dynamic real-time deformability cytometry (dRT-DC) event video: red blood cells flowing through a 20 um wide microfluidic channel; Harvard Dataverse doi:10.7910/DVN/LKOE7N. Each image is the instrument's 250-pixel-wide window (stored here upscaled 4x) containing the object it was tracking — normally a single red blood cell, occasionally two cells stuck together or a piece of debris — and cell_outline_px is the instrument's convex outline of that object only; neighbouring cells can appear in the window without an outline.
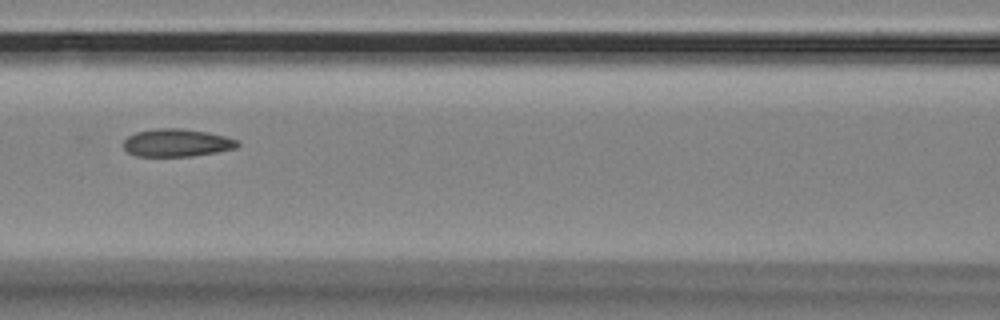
{"species": "Egyptian fruit bat (a non-hibernating species)", "species_latin": "Rousettus aegyptiacus", "temperature_condition": "room temperature", "stored_images_in_passage": 8, "camera_frame_rate_fps": 3000, "um_per_image_px": 0.085, "animal": {"sex": "female"}, "frame": {"image": 1, "passage_image": 5, "time_ms": 1.333, "image_size_px": [1000, 320], "cell_outline_px": [[240, 144], [236, 148], [216, 152], [192, 156], [136, 156], [128, 152], [124, 148], [124, 140], [128, 136], [136, 132], [156, 128], [180, 128], [208, 132], [240, 140]], "centroid_in_image_um": [15.04, 12.13], "position_along_channel_um": 151.6, "area_um2": 18.5}}
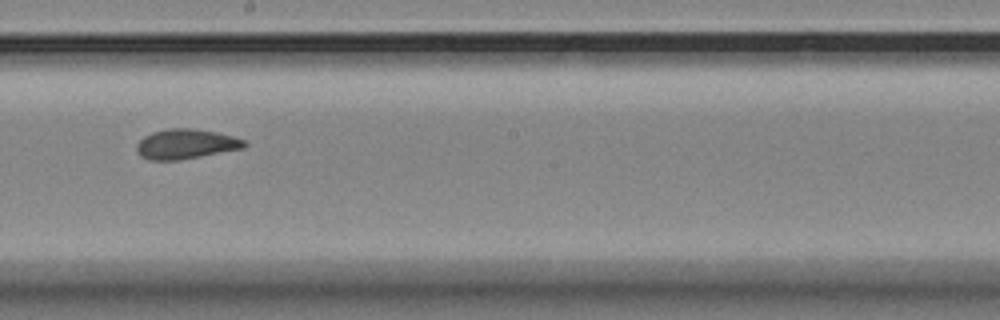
{"frame": {"image": 2, "passage_image": 7, "time_ms": 2.0, "image_size_px": [1000, 320], "cell_outline_px": [[248, 144], [244, 148], [180, 160], [148, 160], [140, 156], [136, 152], [136, 144], [144, 136], [152, 132], [168, 128], [192, 128], [216, 132], [232, 136], [244, 140]], "centroid_in_image_um": [15.77, 12.24], "position_along_channel_um": 232.4, "area_um2": 18.84}}
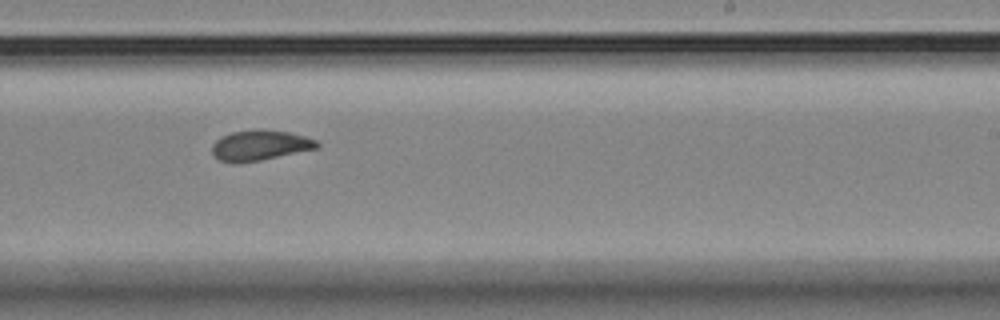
{"frame": {"image": 3, "passage_image": 8, "time_ms": 2.333, "image_size_px": [1000, 320], "cell_outline_px": [[320, 144], [316, 148], [260, 160], [236, 164], [220, 160], [212, 152], [212, 144], [220, 136], [232, 132], [260, 128], [264, 128], [288, 132], [304, 136], [316, 140]], "centroid_in_image_um": [22.06, 12.33], "position_along_channel_um": 266.9, "area_um2": 18.55}}